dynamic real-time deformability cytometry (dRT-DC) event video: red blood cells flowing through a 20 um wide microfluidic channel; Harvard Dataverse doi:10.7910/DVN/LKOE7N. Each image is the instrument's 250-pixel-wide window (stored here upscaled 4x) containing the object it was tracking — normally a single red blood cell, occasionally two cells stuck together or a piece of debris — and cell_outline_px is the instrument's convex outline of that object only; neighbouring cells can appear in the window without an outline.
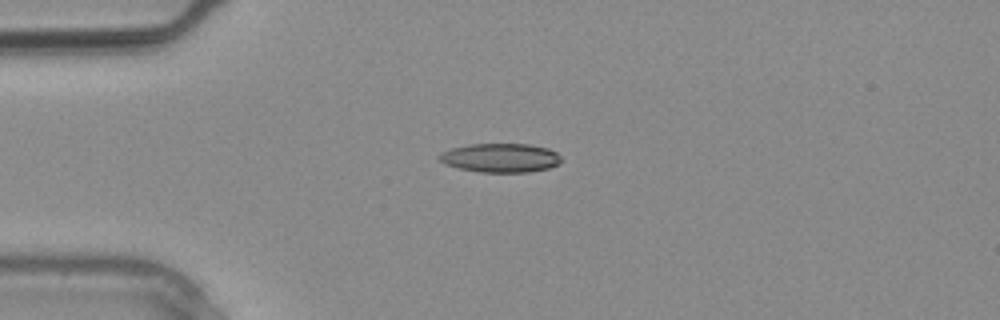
{"species": "common noctule bat (a hibernating species)", "species_latin": "Nyctalus noctula", "temperature_condition": "warm", "stored_images_in_passage": 1, "camera_frame_rate_fps": 3000, "um_per_image_px": 0.085, "animal": {"sex": "male", "body_mass_g": 20.4}, "frame": {"image": 1, "passage_image": 1, "time_ms": 0.0, "image_size_px": [1000, 320], "cell_outline_px": [[560, 164], [548, 168], [528, 172], [480, 172], [460, 168], [444, 164], [436, 156], [440, 152], [452, 148], [468, 144], [528, 144], [548, 148], [556, 152], [560, 156]], "centroid_in_image_um": [42.52, 13.41], "position_along_channel_um": 42.5, "area_um2": 20.63}}